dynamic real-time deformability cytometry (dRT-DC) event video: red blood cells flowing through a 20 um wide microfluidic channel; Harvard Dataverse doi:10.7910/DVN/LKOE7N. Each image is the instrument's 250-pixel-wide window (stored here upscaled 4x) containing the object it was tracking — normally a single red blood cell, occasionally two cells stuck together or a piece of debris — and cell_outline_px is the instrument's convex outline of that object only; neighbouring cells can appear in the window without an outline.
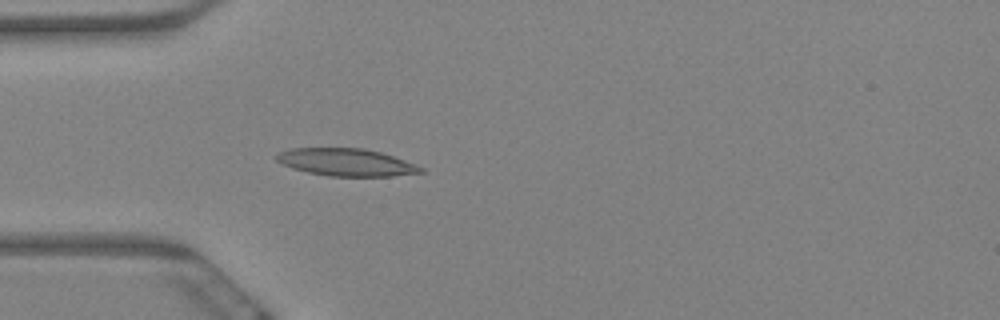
{"species": "Egyptian fruit bat (a non-hibernating species)", "species_latin": "Rousettus aegyptiacus", "temperature_condition": "warm", "stored_images_in_passage": 6, "camera_frame_rate_fps": 3000, "um_per_image_px": 0.085, "animal": {"sex": "female"}, "frame": {"image": 1, "passage_image": 6, "time_ms": 1.667, "image_size_px": [1000, 320], "cell_outline_px": [[424, 172], [392, 176], [328, 176], [308, 172], [292, 168], [276, 160], [276, 156], [280, 152], [288, 148], [364, 148], [380, 152], [416, 164], [424, 168]], "centroid_in_image_um": [29.44, 13.79], "position_along_channel_um": 55.6, "area_um2": 22.95}}